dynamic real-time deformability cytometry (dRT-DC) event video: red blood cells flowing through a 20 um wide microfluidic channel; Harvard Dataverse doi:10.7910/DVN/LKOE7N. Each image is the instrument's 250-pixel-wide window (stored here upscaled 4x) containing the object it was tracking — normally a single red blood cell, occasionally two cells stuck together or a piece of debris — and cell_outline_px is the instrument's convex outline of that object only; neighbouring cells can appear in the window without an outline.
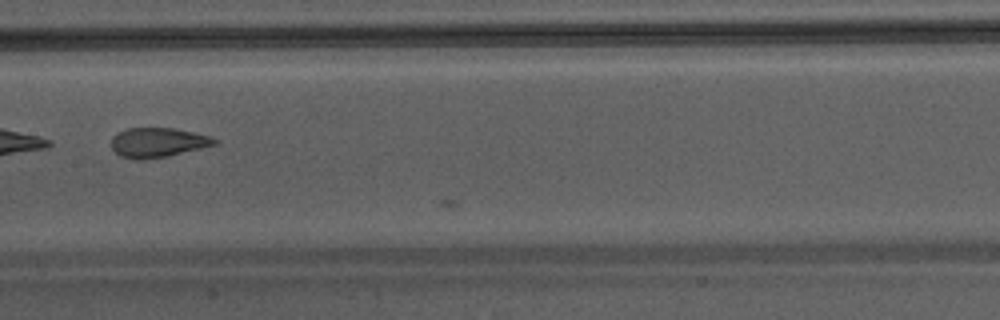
{"species": "Egyptian fruit bat (a non-hibernating species)", "species_latin": "Rousettus aegyptiacus", "temperature_condition": "warm", "stored_images_in_passage": 17, "camera_frame_rate_fps": 3000, "um_per_image_px": 0.085, "animal": {"sex": "male"}, "frame": {"image": 1, "passage_image": 16, "time_ms": 5.0, "image_size_px": [1000, 320], "cell_outline_px": [[220, 140], [216, 144], [168, 156], [144, 160], [136, 160], [120, 156], [112, 148], [112, 136], [116, 132], [128, 128], [176, 128], [208, 136]], "centroid_in_image_um": [13.38, 12.11], "position_along_channel_um": 194.0, "area_um2": 17.8}}